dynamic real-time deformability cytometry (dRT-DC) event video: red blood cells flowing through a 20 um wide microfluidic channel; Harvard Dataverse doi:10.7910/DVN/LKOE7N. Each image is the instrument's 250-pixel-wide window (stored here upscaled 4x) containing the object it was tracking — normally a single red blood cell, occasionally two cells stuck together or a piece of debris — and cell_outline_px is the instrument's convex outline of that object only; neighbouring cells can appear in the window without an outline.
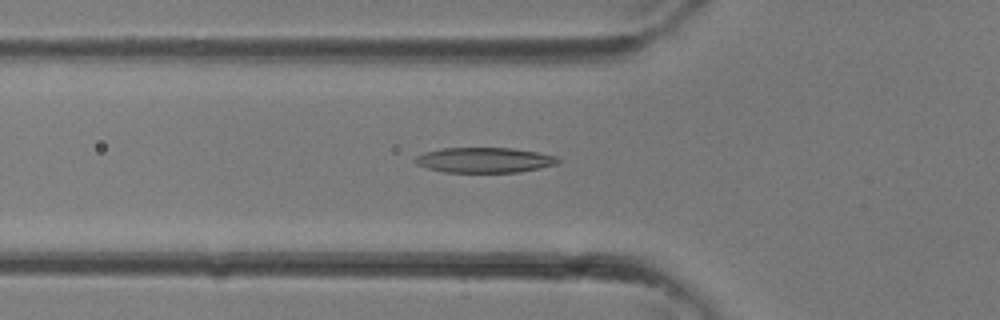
{"species": "common noctule bat (a hibernating species)", "species_latin": "Nyctalus noctula", "temperature_condition": "room temperature", "stored_images_in_passage": 35, "camera_frame_rate_fps": 3000, "um_per_image_px": 0.085, "animal": {"sex": "female"}, "frame": {"image": 1, "passage_image": 12, "time_ms": 3.667, "image_size_px": [1000, 320], "cell_outline_px": [[560, 160], [556, 164], [540, 168], [520, 172], [444, 172], [428, 168], [416, 164], [412, 160], [416, 156], [424, 152], [440, 148], [512, 148], [536, 152], [556, 156]], "centroid_in_image_um": [41.14, 13.6], "position_along_channel_um": 84.7, "area_um2": 20.98}}
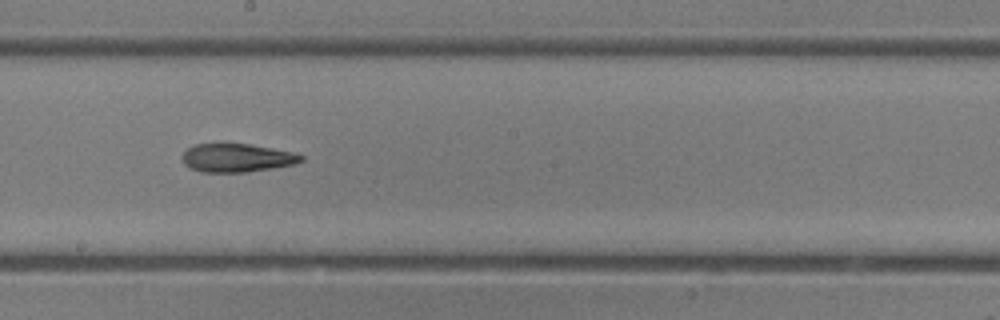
{"frame": {"image": 2, "passage_image": 19, "time_ms": 6.0, "image_size_px": [1000, 320], "cell_outline_px": [[304, 160], [296, 164], [248, 172], [200, 172], [184, 164], [184, 152], [188, 148], [196, 144], [224, 140], [252, 144], [292, 152], [304, 156]], "centroid_in_image_um": [20.14, 13.37], "position_along_channel_um": 228.1, "area_um2": 20.35}}
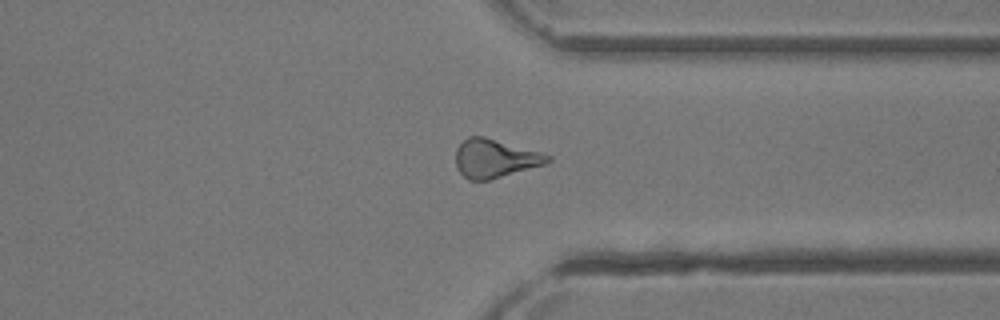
{"frame": {"image": 3, "passage_image": 26, "time_ms": 8.333, "image_size_px": [1000, 320], "cell_outline_px": [[552, 160], [544, 164], [488, 180], [468, 180], [456, 168], [456, 148], [468, 136], [484, 136], [540, 152], [552, 156]], "centroid_in_image_um": [42.04, 13.46], "position_along_channel_um": 369.4, "area_um2": 20.4}}